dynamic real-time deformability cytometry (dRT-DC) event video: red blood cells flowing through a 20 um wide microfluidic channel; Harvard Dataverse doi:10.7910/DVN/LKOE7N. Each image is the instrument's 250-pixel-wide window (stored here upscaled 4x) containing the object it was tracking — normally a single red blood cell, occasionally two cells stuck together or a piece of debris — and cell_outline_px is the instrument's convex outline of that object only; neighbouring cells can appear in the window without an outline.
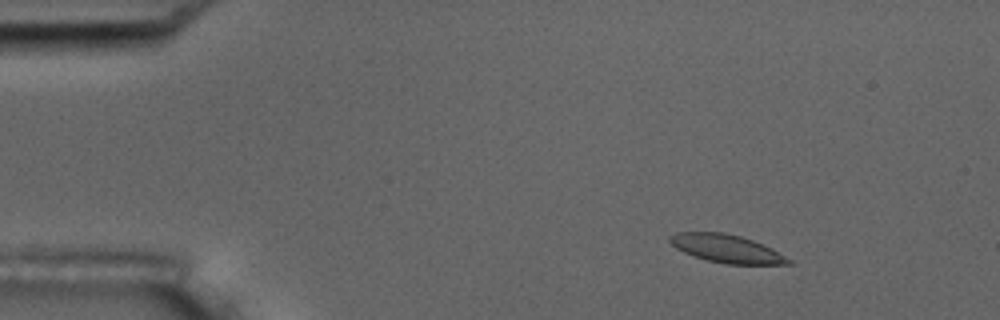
{"species": "common noctule bat (a hibernating species)", "species_latin": "Nyctalus noctula", "temperature_condition": "room temperature", "stored_images_in_passage": 5, "camera_frame_rate_fps": 3000, "um_per_image_px": 0.085, "animal": {"sex": "male", "body_mass_g": 17.5, "forearm_length_mm": 52.3}, "frame": {"image": 1, "passage_image": 3, "time_ms": 2.333, "image_size_px": [1000, 320], "cell_outline_px": [[792, 264], [728, 264], [708, 260], [684, 252], [676, 248], [668, 240], [668, 236], [676, 232], [724, 232], [740, 236], [752, 240], [772, 248], [792, 260]], "centroid_in_image_um": [61.76, 21.12], "position_along_channel_um": 23.2, "area_um2": 19.25}}